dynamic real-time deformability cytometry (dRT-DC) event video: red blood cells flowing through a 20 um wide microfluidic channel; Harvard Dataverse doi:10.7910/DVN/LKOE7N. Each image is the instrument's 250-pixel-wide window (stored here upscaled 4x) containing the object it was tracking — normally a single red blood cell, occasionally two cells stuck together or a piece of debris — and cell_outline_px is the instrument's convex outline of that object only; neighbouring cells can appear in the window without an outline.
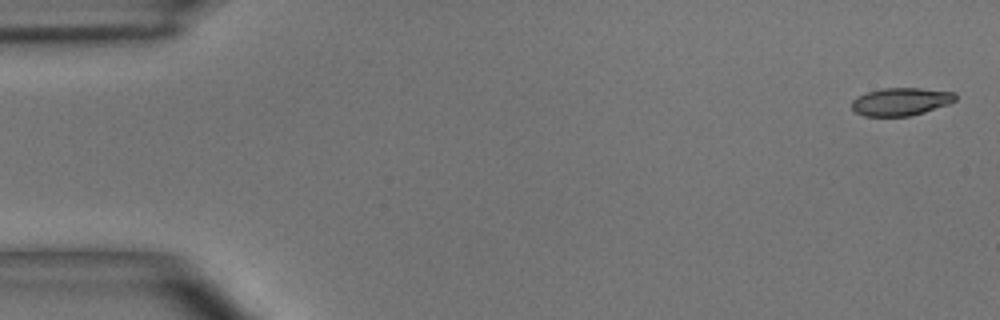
{"species": "common noctule bat (a hibernating species)", "species_latin": "Nyctalus noctula", "temperature_condition": "room temperature", "stored_images_in_passage": 3, "camera_frame_rate_fps": 3000, "um_per_image_px": 0.085, "animal": {"sex": "male", "body_mass_g": 15.6}, "frame": {"image": 1, "passage_image": 1, "time_ms": 0.0, "image_size_px": [1000, 320], "cell_outline_px": [[956, 100], [948, 104], [924, 112], [908, 116], [864, 116], [856, 112], [852, 108], [852, 100], [856, 96], [868, 92], [884, 88], [920, 88], [956, 92]], "centroid_in_image_um": [76.57, 8.63], "position_along_channel_um": 8.4, "area_um2": 16.76}}